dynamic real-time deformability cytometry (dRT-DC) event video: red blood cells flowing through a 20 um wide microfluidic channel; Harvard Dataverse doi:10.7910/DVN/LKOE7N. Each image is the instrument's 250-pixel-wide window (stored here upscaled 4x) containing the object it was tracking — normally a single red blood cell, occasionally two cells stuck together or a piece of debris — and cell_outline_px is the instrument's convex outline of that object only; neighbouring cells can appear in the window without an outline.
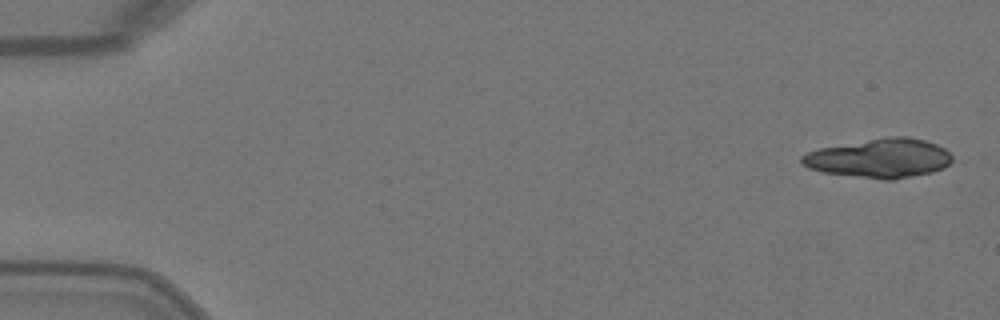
{"species": "Egyptian fruit bat (a non-hibernating species)", "species_latin": "Rousettus aegyptiacus", "temperature_condition": "warm", "stored_images_in_passage": 4, "camera_frame_rate_fps": 3000, "um_per_image_px": 0.085, "animal": {"sex": "female"}, "frame": {"image": 1, "passage_image": 1, "time_ms": 0.0, "image_size_px": [1000, 320], "cell_outline_px": [[952, 160], [944, 168], [932, 172], [892, 180], [884, 180], [824, 172], [808, 168], [800, 164], [800, 156], [808, 152], [820, 148], [888, 136], [908, 136], [924, 140], [936, 144], [944, 148], [952, 156]], "centroid_in_image_um": [74.76, 13.45], "position_along_channel_um": 10.2, "area_um2": 34.22}}